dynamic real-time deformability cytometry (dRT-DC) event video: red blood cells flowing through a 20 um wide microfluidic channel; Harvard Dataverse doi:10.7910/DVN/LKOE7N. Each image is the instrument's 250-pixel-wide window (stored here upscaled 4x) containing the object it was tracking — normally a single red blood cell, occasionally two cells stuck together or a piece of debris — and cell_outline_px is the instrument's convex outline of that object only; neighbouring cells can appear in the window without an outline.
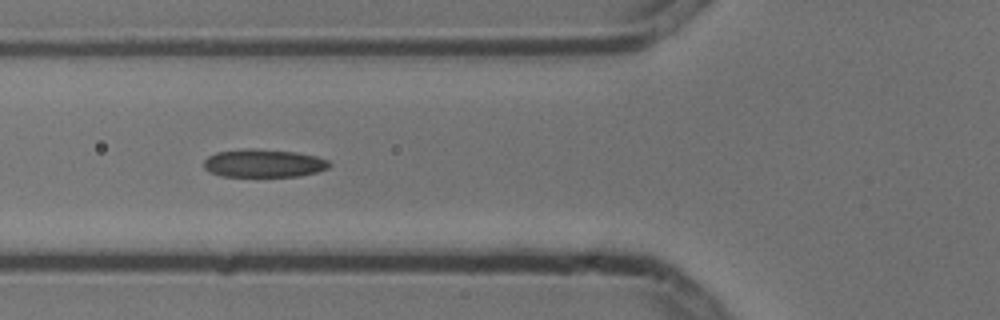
{"species": "common noctule bat (a hibernating species)", "species_latin": "Nyctalus noctula", "temperature_condition": "cold", "stored_images_in_passage": 6, "camera_frame_rate_fps": 3000, "um_per_image_px": 0.085, "animal": {"sex": "male", "body_mass_g": 13.3}, "frame": {"image": 1, "passage_image": 5, "time_ms": 1.333, "image_size_px": [1000, 320], "cell_outline_px": [[332, 164], [328, 168], [316, 172], [300, 176], [220, 176], [208, 172], [204, 168], [204, 160], [208, 156], [216, 152], [248, 148], [296, 152], [316, 156], [328, 160]], "centroid_in_image_um": [22.39, 13.88], "position_along_channel_um": 103.4, "area_um2": 20.58}}
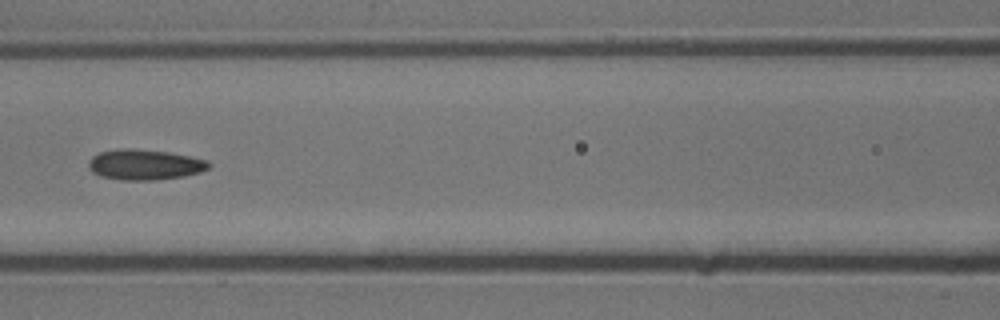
{"frame": {"image": 2, "passage_image": 6, "time_ms": 1.667, "image_size_px": [1000, 320], "cell_outline_px": [[212, 164], [208, 168], [200, 172], [184, 176], [156, 180], [120, 180], [100, 176], [92, 172], [88, 168], [88, 160], [92, 156], [100, 152], [120, 148], [132, 148], [168, 152], [208, 160]], "centroid_in_image_um": [12.27, 13.99], "position_along_channel_um": 154.3, "area_um2": 21.5}}